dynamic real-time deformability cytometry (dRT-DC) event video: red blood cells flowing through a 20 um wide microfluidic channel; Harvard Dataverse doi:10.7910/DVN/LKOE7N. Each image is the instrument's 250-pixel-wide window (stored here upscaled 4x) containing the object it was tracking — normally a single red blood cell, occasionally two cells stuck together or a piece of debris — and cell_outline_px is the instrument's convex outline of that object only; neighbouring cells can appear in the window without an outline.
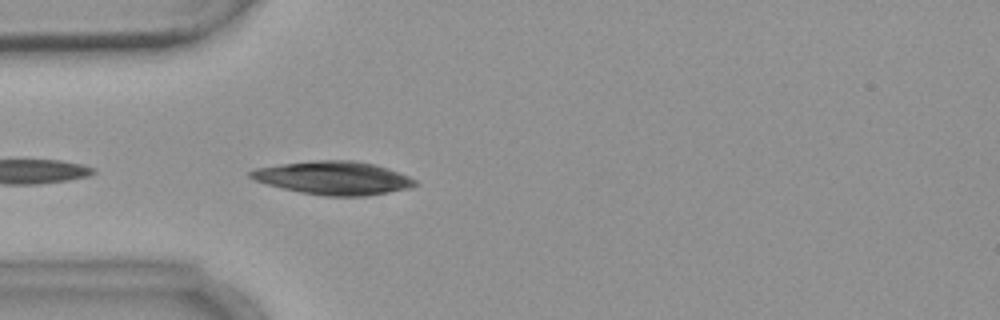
{"species": "common noctule bat (a hibernating species)", "species_latin": "Nyctalus noctula", "temperature_condition": "warm", "stored_images_in_passage": 3, "camera_frame_rate_fps": 3000, "um_per_image_px": 0.085, "animal": {"sex": "female", "body_mass_g": 18.4}, "frame": {"image": 1, "passage_image": 3, "time_ms": 3.333, "image_size_px": [1000, 320], "cell_outline_px": [[416, 184], [408, 188], [368, 196], [324, 196], [300, 192], [268, 184], [256, 180], [248, 176], [248, 172], [256, 168], [280, 164], [312, 160], [352, 160], [372, 164], [388, 168], [408, 176], [416, 180]], "centroid_in_image_um": [28.33, 15.12], "position_along_channel_um": 56.7, "area_um2": 31.67}}